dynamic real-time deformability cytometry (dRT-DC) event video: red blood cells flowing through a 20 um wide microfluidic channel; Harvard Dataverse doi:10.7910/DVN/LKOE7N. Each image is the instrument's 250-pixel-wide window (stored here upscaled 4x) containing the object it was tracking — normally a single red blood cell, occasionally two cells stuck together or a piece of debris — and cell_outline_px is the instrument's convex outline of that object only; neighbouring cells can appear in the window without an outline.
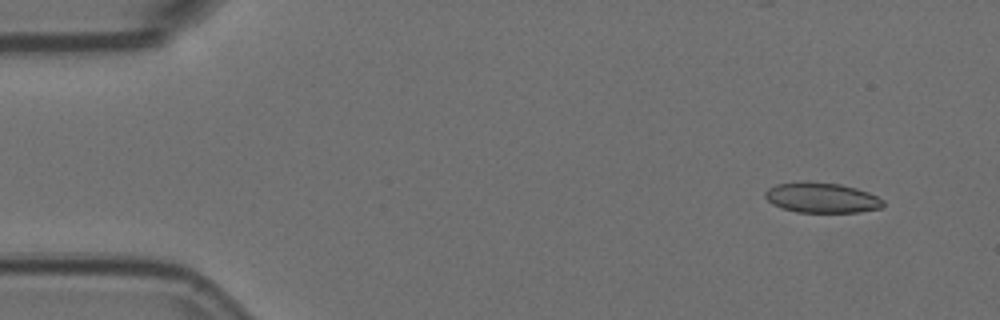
{"species": "Egyptian fruit bat (a non-hibernating species)", "species_latin": "Rousettus aegyptiacus", "temperature_condition": "room temperature", "stored_images_in_passage": 5, "camera_frame_rate_fps": 3000, "um_per_image_px": 0.085, "animal": {"sex": "female"}, "frame": {"image": 1, "passage_image": 2, "time_ms": 0.333, "image_size_px": [1000, 320], "cell_outline_px": [[884, 204], [880, 208], [860, 212], [796, 212], [780, 208], [772, 204], [764, 196], [764, 192], [768, 188], [776, 184], [808, 180], [840, 184], [856, 188], [868, 192], [884, 200]], "centroid_in_image_um": [69.81, 16.79], "position_along_channel_um": 15.2, "area_um2": 21.04}}
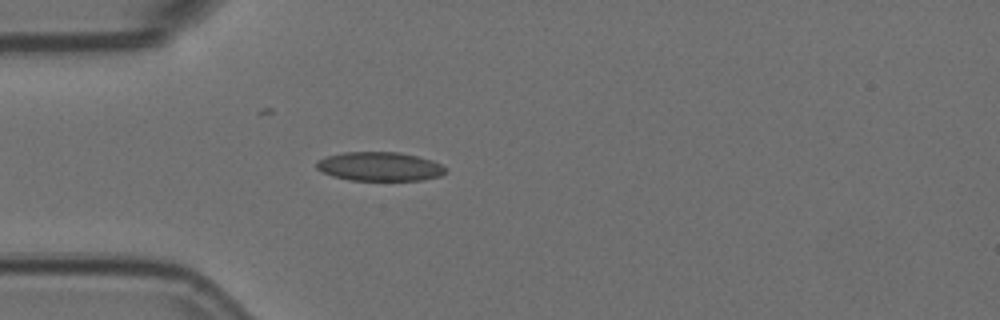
{"frame": {"image": 2, "passage_image": 5, "time_ms": 1.333, "image_size_px": [1000, 320], "cell_outline_px": [[444, 172], [440, 176], [424, 180], [348, 180], [332, 176], [316, 168], [316, 160], [324, 156], [344, 152], [400, 152], [432, 160], [440, 164], [444, 168]], "centroid_in_image_um": [32.22, 14.15], "position_along_channel_um": 52.8, "area_um2": 21.79}}